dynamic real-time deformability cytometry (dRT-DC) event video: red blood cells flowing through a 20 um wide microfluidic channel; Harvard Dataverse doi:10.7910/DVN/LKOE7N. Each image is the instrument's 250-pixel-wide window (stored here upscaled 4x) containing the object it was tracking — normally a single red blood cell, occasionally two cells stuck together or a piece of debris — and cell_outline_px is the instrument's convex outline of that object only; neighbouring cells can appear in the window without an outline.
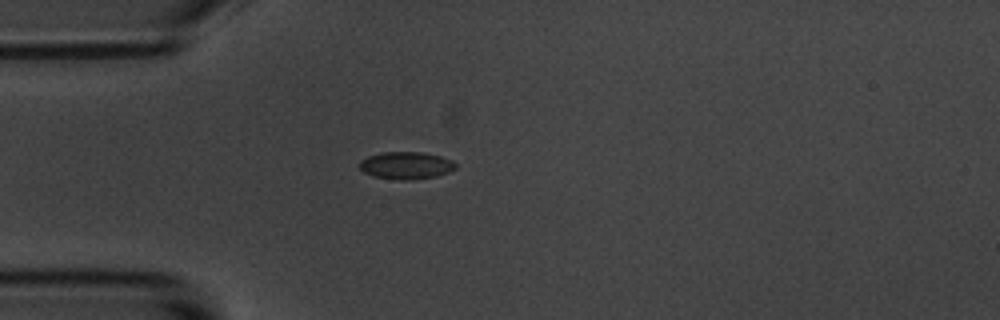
{"species": "common noctule bat (a hibernating species)", "species_latin": "Nyctalus noctula", "temperature_condition": "room temperature", "stored_images_in_passage": 5, "camera_frame_rate_fps": 3000, "um_per_image_px": 0.085, "animal": {"sex": "male", "body_mass_g": 20.1, "forearm_length_mm": 53.5}, "frame": {"image": 1, "passage_image": 5, "time_ms": 4.667, "image_size_px": [1000, 320], "cell_outline_px": [[456, 168], [448, 172], [436, 176], [408, 180], [400, 180], [372, 176], [364, 172], [360, 168], [360, 160], [368, 156], [384, 152], [424, 152], [440, 156], [452, 160], [456, 164]], "centroid_in_image_um": [34.52, 14.06], "position_along_channel_um": 50.5, "area_um2": 15.26}}